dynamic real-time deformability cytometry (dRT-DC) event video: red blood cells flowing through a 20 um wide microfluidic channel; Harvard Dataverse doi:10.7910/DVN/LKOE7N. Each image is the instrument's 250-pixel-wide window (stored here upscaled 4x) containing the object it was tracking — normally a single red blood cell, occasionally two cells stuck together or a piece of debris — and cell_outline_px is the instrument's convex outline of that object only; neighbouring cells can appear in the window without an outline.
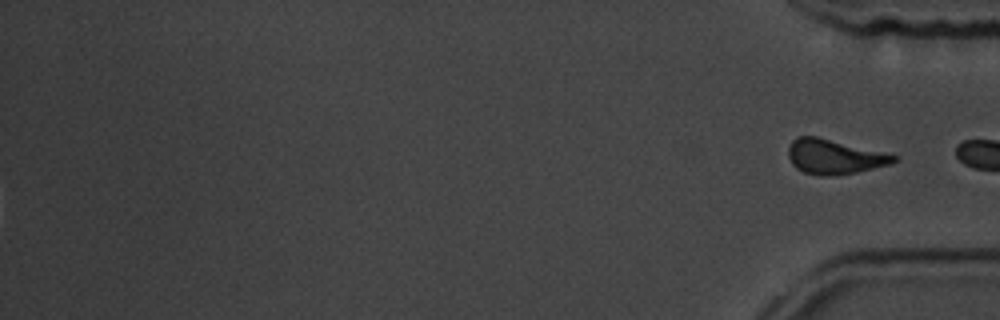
{"species": "common noctule bat (a hibernating species)", "species_latin": "Nyctalus noctula", "temperature_condition": "room temperature", "stored_images_in_passage": 16, "segment_of_instrument_passage": [2, 2], "camera_frame_rate_fps": 3000, "um_per_image_px": 0.085, "animal": {"sex": "male", "body_mass_g": 19.5, "forearm_length_mm": 54.6}, "frame": {"image": 1, "passage_image": 16, "time_ms": 19.0, "image_size_px": [1000, 320], "cell_outline_px": [[900, 160], [892, 164], [856, 172], [832, 176], [820, 176], [804, 172], [796, 168], [792, 164], [788, 156], [788, 148], [792, 140], [796, 136], [816, 136], [900, 156]], "centroid_in_image_um": [70.93, 13.32], "position_along_channel_um": 364.3, "area_um2": 21.44}}